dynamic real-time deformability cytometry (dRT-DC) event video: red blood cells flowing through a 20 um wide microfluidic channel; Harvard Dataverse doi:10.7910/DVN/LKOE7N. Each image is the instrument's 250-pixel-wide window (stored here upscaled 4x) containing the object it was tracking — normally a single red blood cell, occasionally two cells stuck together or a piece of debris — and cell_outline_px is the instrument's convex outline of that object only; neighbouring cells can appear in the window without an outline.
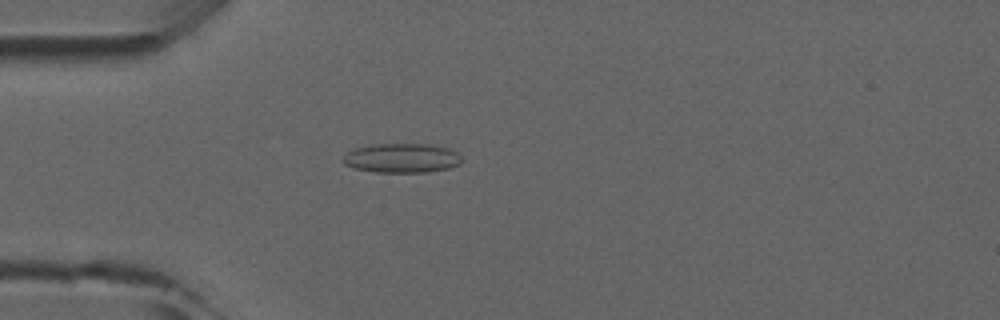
{"species": "common noctule bat (a hibernating species)", "species_latin": "Nyctalus noctula", "temperature_condition": "room temperature", "stored_images_in_passage": 4, "camera_frame_rate_fps": 3000, "um_per_image_px": 0.085, "animal": {"sex": "male", "forearm_length_mm": 52.5}, "frame": {"image": 1, "passage_image": 4, "time_ms": 3.667, "image_size_px": [1000, 320], "cell_outline_px": [[460, 164], [448, 168], [424, 172], [376, 172], [356, 168], [344, 164], [340, 160], [348, 152], [356, 148], [372, 144], [428, 144], [448, 148], [456, 152], [460, 156]], "centroid_in_image_um": [34.13, 13.43], "position_along_channel_um": 50.9, "area_um2": 20.11}}